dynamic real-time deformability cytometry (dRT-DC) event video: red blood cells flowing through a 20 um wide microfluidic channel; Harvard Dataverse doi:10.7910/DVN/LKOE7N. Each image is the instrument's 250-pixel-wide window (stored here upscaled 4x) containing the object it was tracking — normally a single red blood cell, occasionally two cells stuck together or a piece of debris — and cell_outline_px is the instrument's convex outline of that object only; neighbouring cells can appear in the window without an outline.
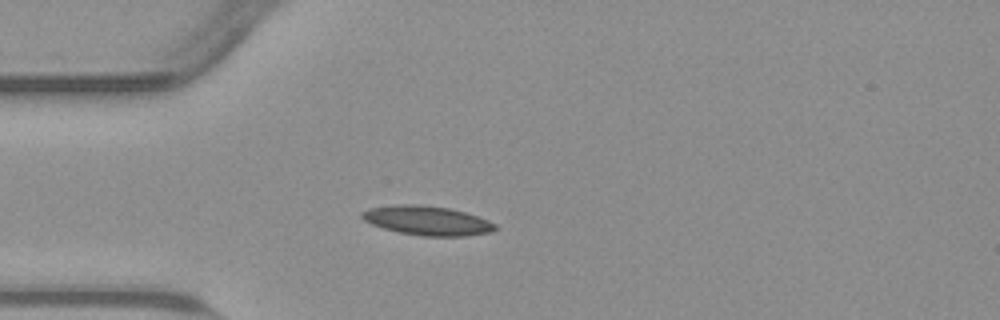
{"species": "common noctule bat (a hibernating species)", "species_latin": "Nyctalus noctula", "temperature_condition": "warm", "stored_images_in_passage": 41, "camera_frame_rate_fps": 3000, "um_per_image_px": 0.085, "animal": {"sex": "male", "body_mass_g": 23.1, "forearm_length_mm": 52.7}, "frame": {"image": 1, "passage_image": 1, "time_ms": 0.0, "image_size_px": [1000, 320], "cell_outline_px": [[500, 228], [488, 232], [464, 236], [420, 236], [400, 232], [384, 228], [372, 224], [364, 220], [360, 216], [360, 212], [368, 208], [396, 204], [420, 204], [448, 208], [464, 212], [488, 220], [496, 224]], "centroid_in_image_um": [36.29, 18.74], "position_along_channel_um": 48.7, "area_um2": 22.72}}
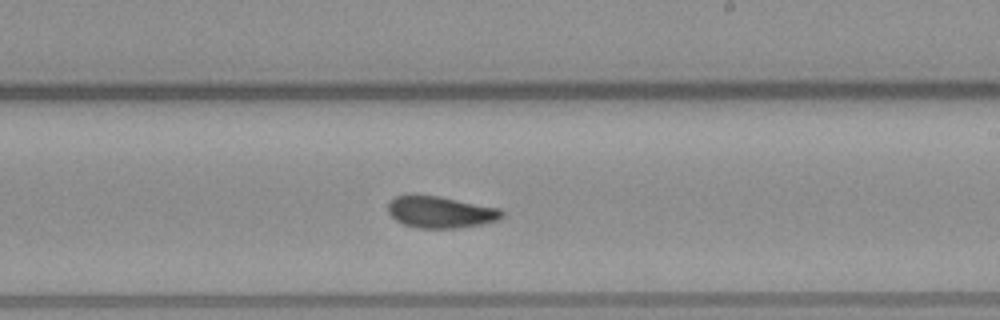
{"frame": {"image": 2, "passage_image": 18, "time_ms": 5.667, "image_size_px": [1000, 320], "cell_outline_px": [[504, 216], [496, 220], [480, 224], [460, 228], [416, 228], [404, 224], [396, 220], [388, 212], [388, 204], [396, 196], [440, 196], [500, 208], [504, 212]], "centroid_in_image_um": [37.47, 18.04], "position_along_channel_um": 251.5, "area_um2": 20.81}}
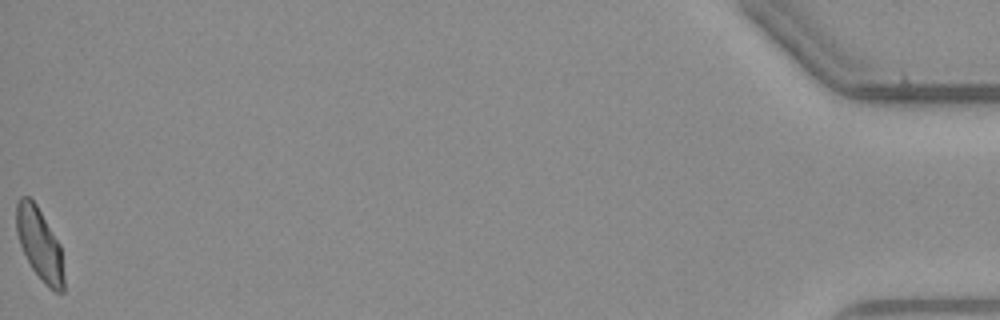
{"frame": {"image": 3, "passage_image": 41, "time_ms": 13.333, "image_size_px": [1000, 320], "cell_outline_px": [[64, 292], [56, 292], [48, 288], [44, 284], [32, 268], [20, 244], [16, 232], [16, 204], [20, 196], [28, 196], [36, 204], [60, 244], [64, 276]], "centroid_in_image_um": [3.37, 20.76], "position_along_channel_um": 431.8, "area_um2": 19.88}, "authors_computed_cell_mechanics": {"area_um2": 20.8658, "velocity_mm_per_s": 3.7722, "shape_relaxation_time_tau1_ms": null, "shape_relaxation_time_tau2_ms": 2.837, "deformation_change_tau1": null, "deformation_change_tau2": 0.0839}}